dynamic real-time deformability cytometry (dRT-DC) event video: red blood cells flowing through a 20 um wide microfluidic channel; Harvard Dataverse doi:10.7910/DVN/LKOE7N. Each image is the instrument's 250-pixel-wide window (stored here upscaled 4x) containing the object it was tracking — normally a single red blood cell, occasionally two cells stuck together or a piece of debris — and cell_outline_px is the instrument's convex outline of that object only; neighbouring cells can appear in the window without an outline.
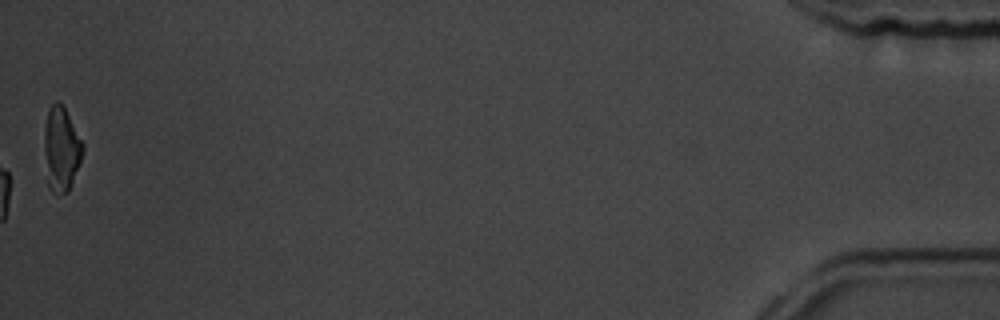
{"species": "common noctule bat (a hibernating species)", "species_latin": "Nyctalus noctula", "temperature_condition": "room temperature", "stored_images_in_passage": 48, "camera_frame_rate_fps": 3000, "um_per_image_px": 0.085, "animal": {"sex": "male", "body_mass_g": 19.5, "forearm_length_mm": 54.6}, "frame": {"image": 1, "passage_image": 48, "time_ms": 15.667, "image_size_px": [1000, 320], "cell_outline_px": [[84, 148], [80, 160], [68, 192], [56, 196], [48, 188], [44, 148], [44, 128], [48, 108], [56, 100], [64, 108], [84, 144]], "centroid_in_image_um": [5.18, 12.7], "position_along_channel_um": 430.0, "area_um2": 18.84}, "authors_computed_cell_mechanics": {"area_um2": 18.8139, "velocity_mm_per_s": 3.5844, "shape_relaxation_time_tau1_ms": 3.3418, "shape_relaxation_time_tau2_ms": 4.2512, "deformation_change_tau1": 0.1152, "deformation_change_tau2": 0.0967}}